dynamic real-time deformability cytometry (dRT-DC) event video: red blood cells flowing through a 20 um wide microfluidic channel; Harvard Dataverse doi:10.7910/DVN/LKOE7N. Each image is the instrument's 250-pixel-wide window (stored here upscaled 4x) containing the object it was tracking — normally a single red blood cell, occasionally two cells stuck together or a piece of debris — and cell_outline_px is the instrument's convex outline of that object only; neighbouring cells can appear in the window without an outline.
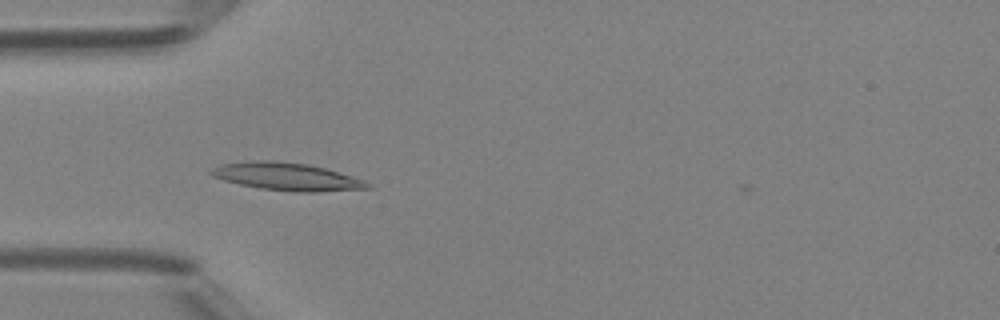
{"species": "Egyptian fruit bat (a non-hibernating species)", "species_latin": "Rousettus aegyptiacus", "temperature_condition": "room temperature", "stored_images_in_passage": 37, "camera_frame_rate_fps": 3000, "um_per_image_px": 0.085, "animal": {"sex": "female"}, "frame": {"image": 1, "passage_image": 3, "time_ms": 0.667, "image_size_px": [1000, 320], "cell_outline_px": [[372, 188], [316, 192], [292, 192], [260, 188], [240, 184], [224, 180], [212, 176], [208, 172], [212, 168], [220, 164], [252, 160], [272, 160], [308, 164], [324, 168], [364, 180], [372, 184]], "centroid_in_image_um": [24.37, 15.01], "position_along_channel_um": 60.6, "area_um2": 25.26}}
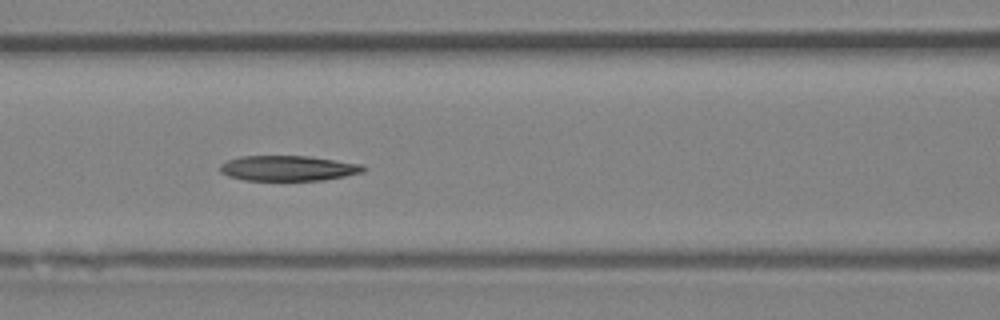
{"frame": {"image": 2, "passage_image": 9, "time_ms": 2.667, "image_size_px": [1000, 320], "cell_outline_px": [[368, 168], [364, 172], [324, 180], [244, 180], [228, 176], [220, 172], [220, 164], [228, 160], [240, 156], [308, 156], [364, 164]], "centroid_in_image_um": [24.52, 14.29], "position_along_channel_um": 142.1, "area_um2": 21.21}}
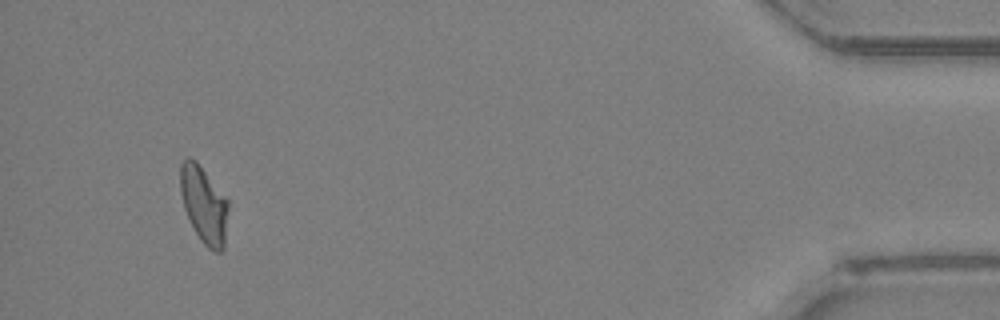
{"frame": {"image": 3, "passage_image": 34, "time_ms": 11.0, "image_size_px": [1000, 320], "cell_outline_px": [[228, 208], [224, 248], [220, 252], [216, 252], [208, 248], [200, 240], [184, 208], [180, 192], [180, 164], [188, 156], [196, 160], [228, 200]], "centroid_in_image_um": [17.33, 17.38], "position_along_channel_um": 417.9, "area_um2": 21.33}, "authors_computed_cell_mechanics": {"area_um2": 21.675, "velocity_mm_per_s": 4.1961, "shape_relaxation_time_tau1_ms": 5.8179, "shape_relaxation_time_tau2_ms": 8.637, "deformation_change_tau1": 0.1649, "deformation_change_tau2": 0.1519}}